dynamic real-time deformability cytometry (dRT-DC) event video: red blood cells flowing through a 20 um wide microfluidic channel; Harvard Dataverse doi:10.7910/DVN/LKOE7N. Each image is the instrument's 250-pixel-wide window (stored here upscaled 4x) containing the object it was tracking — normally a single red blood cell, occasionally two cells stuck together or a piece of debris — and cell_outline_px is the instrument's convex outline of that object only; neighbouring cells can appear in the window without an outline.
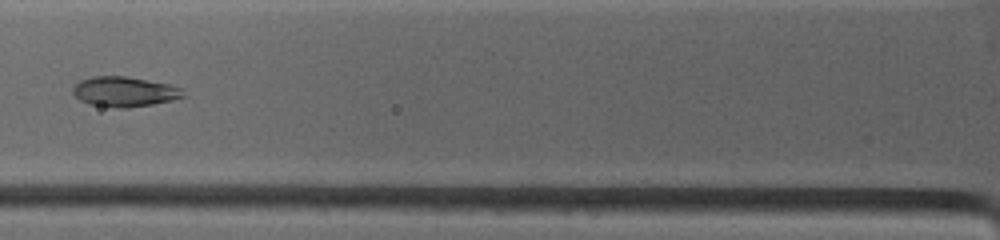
{"species": "common noctule bat (a hibernating species)", "species_latin": "Nyctalus noctula", "temperature_condition": "warm", "stored_images_in_passage": 44, "camera_frame_rate_fps": 4500, "um_per_image_px": 0.085, "animal": {"sex": "female", "body_mass_g": 19.0, "forearm_length_mm": 53.3}, "frame": {"image": 1, "passage_image": 7, "time_ms": 3.556, "image_size_px": [1000, 240], "cell_outline_px": [[184, 96], [152, 104], [128, 108], [120, 108], [92, 104], [80, 100], [72, 92], [72, 88], [80, 80], [96, 76], [124, 76], [168, 84], [180, 88]], "centroid_in_image_um": [10.53, 7.79], "position_along_channel_um": 115.3, "area_um2": 18.79}}
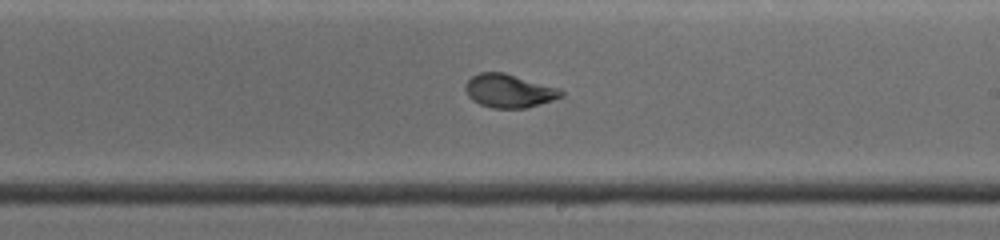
{"frame": {"image": 2, "passage_image": 17, "time_ms": 6.889, "image_size_px": [1000, 240], "cell_outline_px": [[564, 96], [528, 108], [492, 108], [480, 104], [468, 92], [468, 80], [472, 76], [480, 72], [504, 72], [560, 88], [564, 92]], "centroid_in_image_um": [43.37, 7.72], "position_along_channel_um": 245.6, "area_um2": 18.32}}
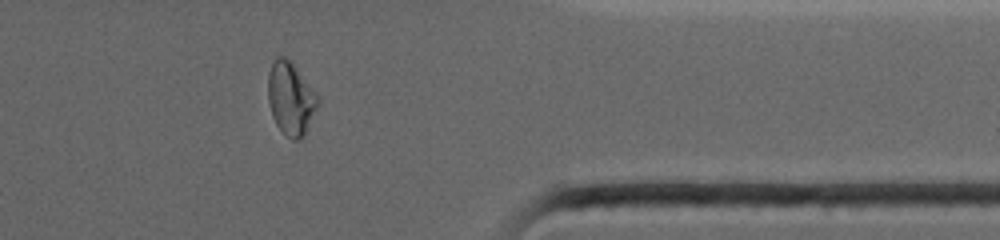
{"frame": {"image": 3, "passage_image": 34, "time_ms": 10.889, "image_size_px": [1000, 240], "cell_outline_px": [[320, 100], [304, 136], [300, 140], [292, 140], [276, 124], [272, 116], [268, 100], [268, 76], [272, 64], [276, 56], [284, 56], [292, 64]], "centroid_in_image_um": [24.69, 8.41], "position_along_channel_um": 386.7, "area_um2": 20.52}, "authors_computed_cell_mechanics": {"area_um2": 18.7561, "velocity_mm_per_s": 3.921, "shape_relaxation_time_tau1_ms": 5.6031, "shape_relaxation_time_tau2_ms": 1.2653, "deformation_change_tau1": 0.1911, "deformation_change_tau2": 0.0601}}